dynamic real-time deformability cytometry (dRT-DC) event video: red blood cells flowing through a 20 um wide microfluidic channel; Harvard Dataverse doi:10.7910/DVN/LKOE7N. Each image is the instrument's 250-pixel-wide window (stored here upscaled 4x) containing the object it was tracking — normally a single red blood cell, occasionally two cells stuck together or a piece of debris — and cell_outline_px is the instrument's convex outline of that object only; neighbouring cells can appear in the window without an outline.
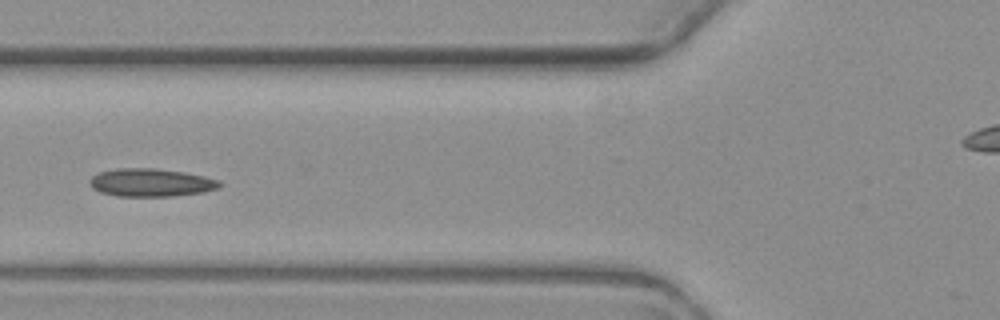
{"species": "common noctule bat (a hibernating species)", "species_latin": "Nyctalus noctula", "temperature_condition": "warm", "stored_images_in_passage": 2, "camera_frame_rate_fps": 3000, "um_per_image_px": 0.085, "animal": {"sex": "female", "body_mass_g": 19.3, "forearm_length_mm": 54.1}, "frame": {"image": 1, "passage_image": 2, "time_ms": 1.333, "image_size_px": [1000, 320], "cell_outline_px": [[224, 184], [220, 188], [204, 192], [172, 196], [116, 196], [100, 192], [92, 188], [88, 184], [88, 180], [92, 176], [100, 172], [116, 168], [156, 168], [184, 172], [204, 176], [220, 180]], "centroid_in_image_um": [12.84, 15.52], "position_along_channel_um": 113.0, "area_um2": 21.5}}